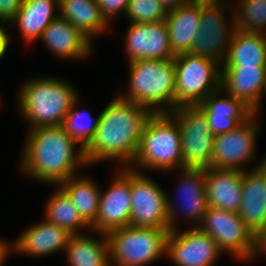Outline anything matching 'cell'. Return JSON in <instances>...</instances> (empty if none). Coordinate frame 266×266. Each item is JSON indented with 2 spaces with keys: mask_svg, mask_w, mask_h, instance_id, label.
<instances>
[{
  "mask_svg": "<svg viewBox=\"0 0 266 266\" xmlns=\"http://www.w3.org/2000/svg\"><path fill=\"white\" fill-rule=\"evenodd\" d=\"M264 93H266V66H265V87H264L263 95Z\"/></svg>",
  "mask_w": 266,
  "mask_h": 266,
  "instance_id": "obj_40",
  "label": "cell"
},
{
  "mask_svg": "<svg viewBox=\"0 0 266 266\" xmlns=\"http://www.w3.org/2000/svg\"><path fill=\"white\" fill-rule=\"evenodd\" d=\"M39 40L60 59H85L93 50L92 42L69 21L59 16L48 25Z\"/></svg>",
  "mask_w": 266,
  "mask_h": 266,
  "instance_id": "obj_20",
  "label": "cell"
},
{
  "mask_svg": "<svg viewBox=\"0 0 266 266\" xmlns=\"http://www.w3.org/2000/svg\"><path fill=\"white\" fill-rule=\"evenodd\" d=\"M253 169L242 171V200L238 214L256 235L266 227V173L260 162Z\"/></svg>",
  "mask_w": 266,
  "mask_h": 266,
  "instance_id": "obj_19",
  "label": "cell"
},
{
  "mask_svg": "<svg viewBox=\"0 0 266 266\" xmlns=\"http://www.w3.org/2000/svg\"><path fill=\"white\" fill-rule=\"evenodd\" d=\"M201 0H192L165 19L169 44L173 56L190 53L192 43L200 29Z\"/></svg>",
  "mask_w": 266,
  "mask_h": 266,
  "instance_id": "obj_23",
  "label": "cell"
},
{
  "mask_svg": "<svg viewBox=\"0 0 266 266\" xmlns=\"http://www.w3.org/2000/svg\"><path fill=\"white\" fill-rule=\"evenodd\" d=\"M128 2L129 0H97L101 14L109 24L111 19L120 13H126Z\"/></svg>",
  "mask_w": 266,
  "mask_h": 266,
  "instance_id": "obj_33",
  "label": "cell"
},
{
  "mask_svg": "<svg viewBox=\"0 0 266 266\" xmlns=\"http://www.w3.org/2000/svg\"><path fill=\"white\" fill-rule=\"evenodd\" d=\"M55 9H58V0H24L8 24L17 25L23 39L30 43L39 40L43 31L58 16Z\"/></svg>",
  "mask_w": 266,
  "mask_h": 266,
  "instance_id": "obj_25",
  "label": "cell"
},
{
  "mask_svg": "<svg viewBox=\"0 0 266 266\" xmlns=\"http://www.w3.org/2000/svg\"><path fill=\"white\" fill-rule=\"evenodd\" d=\"M238 6L233 9L236 29L266 34V0H234Z\"/></svg>",
  "mask_w": 266,
  "mask_h": 266,
  "instance_id": "obj_30",
  "label": "cell"
},
{
  "mask_svg": "<svg viewBox=\"0 0 266 266\" xmlns=\"http://www.w3.org/2000/svg\"><path fill=\"white\" fill-rule=\"evenodd\" d=\"M170 230L126 226L106 234L111 266H147L165 255Z\"/></svg>",
  "mask_w": 266,
  "mask_h": 266,
  "instance_id": "obj_6",
  "label": "cell"
},
{
  "mask_svg": "<svg viewBox=\"0 0 266 266\" xmlns=\"http://www.w3.org/2000/svg\"><path fill=\"white\" fill-rule=\"evenodd\" d=\"M17 98L19 113L35 129L62 125L78 94L61 78L40 76L23 83Z\"/></svg>",
  "mask_w": 266,
  "mask_h": 266,
  "instance_id": "obj_3",
  "label": "cell"
},
{
  "mask_svg": "<svg viewBox=\"0 0 266 266\" xmlns=\"http://www.w3.org/2000/svg\"><path fill=\"white\" fill-rule=\"evenodd\" d=\"M73 202L82 219L91 227L99 210L100 187L83 175L77 174L58 185Z\"/></svg>",
  "mask_w": 266,
  "mask_h": 266,
  "instance_id": "obj_28",
  "label": "cell"
},
{
  "mask_svg": "<svg viewBox=\"0 0 266 266\" xmlns=\"http://www.w3.org/2000/svg\"><path fill=\"white\" fill-rule=\"evenodd\" d=\"M130 226L170 230L167 193L140 171L131 169Z\"/></svg>",
  "mask_w": 266,
  "mask_h": 266,
  "instance_id": "obj_11",
  "label": "cell"
},
{
  "mask_svg": "<svg viewBox=\"0 0 266 266\" xmlns=\"http://www.w3.org/2000/svg\"><path fill=\"white\" fill-rule=\"evenodd\" d=\"M125 15L130 23L158 22L167 17L160 0H129Z\"/></svg>",
  "mask_w": 266,
  "mask_h": 266,
  "instance_id": "obj_32",
  "label": "cell"
},
{
  "mask_svg": "<svg viewBox=\"0 0 266 266\" xmlns=\"http://www.w3.org/2000/svg\"><path fill=\"white\" fill-rule=\"evenodd\" d=\"M181 132L182 169H206L212 166L215 135L204 113L197 106H181L170 112Z\"/></svg>",
  "mask_w": 266,
  "mask_h": 266,
  "instance_id": "obj_9",
  "label": "cell"
},
{
  "mask_svg": "<svg viewBox=\"0 0 266 266\" xmlns=\"http://www.w3.org/2000/svg\"><path fill=\"white\" fill-rule=\"evenodd\" d=\"M153 113L137 103L115 96L99 114L93 139L84 148L88 165L118 161L128 167L135 158L144 126Z\"/></svg>",
  "mask_w": 266,
  "mask_h": 266,
  "instance_id": "obj_1",
  "label": "cell"
},
{
  "mask_svg": "<svg viewBox=\"0 0 266 266\" xmlns=\"http://www.w3.org/2000/svg\"><path fill=\"white\" fill-rule=\"evenodd\" d=\"M260 167L266 173V156H264L263 159L260 160Z\"/></svg>",
  "mask_w": 266,
  "mask_h": 266,
  "instance_id": "obj_39",
  "label": "cell"
},
{
  "mask_svg": "<svg viewBox=\"0 0 266 266\" xmlns=\"http://www.w3.org/2000/svg\"><path fill=\"white\" fill-rule=\"evenodd\" d=\"M101 238L88 234L71 235L65 250L70 266H111L106 234Z\"/></svg>",
  "mask_w": 266,
  "mask_h": 266,
  "instance_id": "obj_27",
  "label": "cell"
},
{
  "mask_svg": "<svg viewBox=\"0 0 266 266\" xmlns=\"http://www.w3.org/2000/svg\"><path fill=\"white\" fill-rule=\"evenodd\" d=\"M23 3L24 0H0V23L8 25Z\"/></svg>",
  "mask_w": 266,
  "mask_h": 266,
  "instance_id": "obj_34",
  "label": "cell"
},
{
  "mask_svg": "<svg viewBox=\"0 0 266 266\" xmlns=\"http://www.w3.org/2000/svg\"><path fill=\"white\" fill-rule=\"evenodd\" d=\"M179 172H181V180L178 185L180 186L178 188L179 197L176 202H173L167 196L170 230L177 229L176 218L180 214L184 216L183 219L191 220L194 223L192 227H198L209 207L204 169H182Z\"/></svg>",
  "mask_w": 266,
  "mask_h": 266,
  "instance_id": "obj_15",
  "label": "cell"
},
{
  "mask_svg": "<svg viewBox=\"0 0 266 266\" xmlns=\"http://www.w3.org/2000/svg\"><path fill=\"white\" fill-rule=\"evenodd\" d=\"M255 113L245 123L227 133L214 137L212 167L245 171L243 167L254 160L259 123Z\"/></svg>",
  "mask_w": 266,
  "mask_h": 266,
  "instance_id": "obj_12",
  "label": "cell"
},
{
  "mask_svg": "<svg viewBox=\"0 0 266 266\" xmlns=\"http://www.w3.org/2000/svg\"><path fill=\"white\" fill-rule=\"evenodd\" d=\"M129 25L124 47L128 62L174 58L165 20Z\"/></svg>",
  "mask_w": 266,
  "mask_h": 266,
  "instance_id": "obj_16",
  "label": "cell"
},
{
  "mask_svg": "<svg viewBox=\"0 0 266 266\" xmlns=\"http://www.w3.org/2000/svg\"><path fill=\"white\" fill-rule=\"evenodd\" d=\"M19 165L21 173L40 182L58 186L77 175L78 167L87 166L84 148L60 126L28 130Z\"/></svg>",
  "mask_w": 266,
  "mask_h": 266,
  "instance_id": "obj_2",
  "label": "cell"
},
{
  "mask_svg": "<svg viewBox=\"0 0 266 266\" xmlns=\"http://www.w3.org/2000/svg\"><path fill=\"white\" fill-rule=\"evenodd\" d=\"M138 166L162 172L182 170L181 132L171 113H153L147 120L128 167L138 171Z\"/></svg>",
  "mask_w": 266,
  "mask_h": 266,
  "instance_id": "obj_5",
  "label": "cell"
},
{
  "mask_svg": "<svg viewBox=\"0 0 266 266\" xmlns=\"http://www.w3.org/2000/svg\"><path fill=\"white\" fill-rule=\"evenodd\" d=\"M175 108L197 106L221 88V65L190 53L174 57Z\"/></svg>",
  "mask_w": 266,
  "mask_h": 266,
  "instance_id": "obj_7",
  "label": "cell"
},
{
  "mask_svg": "<svg viewBox=\"0 0 266 266\" xmlns=\"http://www.w3.org/2000/svg\"><path fill=\"white\" fill-rule=\"evenodd\" d=\"M209 207L238 212L242 200V171L209 167L204 169Z\"/></svg>",
  "mask_w": 266,
  "mask_h": 266,
  "instance_id": "obj_22",
  "label": "cell"
},
{
  "mask_svg": "<svg viewBox=\"0 0 266 266\" xmlns=\"http://www.w3.org/2000/svg\"><path fill=\"white\" fill-rule=\"evenodd\" d=\"M111 185L100 193L99 210L90 230L96 234L130 226L131 214V169H118Z\"/></svg>",
  "mask_w": 266,
  "mask_h": 266,
  "instance_id": "obj_13",
  "label": "cell"
},
{
  "mask_svg": "<svg viewBox=\"0 0 266 266\" xmlns=\"http://www.w3.org/2000/svg\"><path fill=\"white\" fill-rule=\"evenodd\" d=\"M265 87V66H221V89L243 100L254 113H260Z\"/></svg>",
  "mask_w": 266,
  "mask_h": 266,
  "instance_id": "obj_18",
  "label": "cell"
},
{
  "mask_svg": "<svg viewBox=\"0 0 266 266\" xmlns=\"http://www.w3.org/2000/svg\"><path fill=\"white\" fill-rule=\"evenodd\" d=\"M13 252V243L0 239V266H3L9 253Z\"/></svg>",
  "mask_w": 266,
  "mask_h": 266,
  "instance_id": "obj_38",
  "label": "cell"
},
{
  "mask_svg": "<svg viewBox=\"0 0 266 266\" xmlns=\"http://www.w3.org/2000/svg\"><path fill=\"white\" fill-rule=\"evenodd\" d=\"M227 2V0L226 2L201 0L200 29L192 43L190 54L212 59L220 65L223 63L236 30L233 14L230 25L226 22L225 8L228 6L235 8L234 4L228 2V5Z\"/></svg>",
  "mask_w": 266,
  "mask_h": 266,
  "instance_id": "obj_8",
  "label": "cell"
},
{
  "mask_svg": "<svg viewBox=\"0 0 266 266\" xmlns=\"http://www.w3.org/2000/svg\"><path fill=\"white\" fill-rule=\"evenodd\" d=\"M129 64L128 92L118 96L149 109L170 113L175 109L174 58L136 60Z\"/></svg>",
  "mask_w": 266,
  "mask_h": 266,
  "instance_id": "obj_4",
  "label": "cell"
},
{
  "mask_svg": "<svg viewBox=\"0 0 266 266\" xmlns=\"http://www.w3.org/2000/svg\"><path fill=\"white\" fill-rule=\"evenodd\" d=\"M70 234L45 219L38 224L29 226L13 243V252L27 254L29 256L41 257L66 250Z\"/></svg>",
  "mask_w": 266,
  "mask_h": 266,
  "instance_id": "obj_21",
  "label": "cell"
},
{
  "mask_svg": "<svg viewBox=\"0 0 266 266\" xmlns=\"http://www.w3.org/2000/svg\"><path fill=\"white\" fill-rule=\"evenodd\" d=\"M45 205V220L67 230L70 234H82L81 229L91 228L80 216L69 196L59 187ZM86 227V228H85Z\"/></svg>",
  "mask_w": 266,
  "mask_h": 266,
  "instance_id": "obj_29",
  "label": "cell"
},
{
  "mask_svg": "<svg viewBox=\"0 0 266 266\" xmlns=\"http://www.w3.org/2000/svg\"><path fill=\"white\" fill-rule=\"evenodd\" d=\"M261 252V253H260ZM264 253L266 254V227L262 230H260L255 237V251L253 254L254 256L257 257V255L260 256V254Z\"/></svg>",
  "mask_w": 266,
  "mask_h": 266,
  "instance_id": "obj_35",
  "label": "cell"
},
{
  "mask_svg": "<svg viewBox=\"0 0 266 266\" xmlns=\"http://www.w3.org/2000/svg\"><path fill=\"white\" fill-rule=\"evenodd\" d=\"M170 230L165 255L176 266H214L222 251L214 239L198 227Z\"/></svg>",
  "mask_w": 266,
  "mask_h": 266,
  "instance_id": "obj_14",
  "label": "cell"
},
{
  "mask_svg": "<svg viewBox=\"0 0 266 266\" xmlns=\"http://www.w3.org/2000/svg\"><path fill=\"white\" fill-rule=\"evenodd\" d=\"M198 228L211 236L223 253L247 262L253 259L256 235L237 212L208 207Z\"/></svg>",
  "mask_w": 266,
  "mask_h": 266,
  "instance_id": "obj_10",
  "label": "cell"
},
{
  "mask_svg": "<svg viewBox=\"0 0 266 266\" xmlns=\"http://www.w3.org/2000/svg\"><path fill=\"white\" fill-rule=\"evenodd\" d=\"M221 66H266V34L236 29Z\"/></svg>",
  "mask_w": 266,
  "mask_h": 266,
  "instance_id": "obj_26",
  "label": "cell"
},
{
  "mask_svg": "<svg viewBox=\"0 0 266 266\" xmlns=\"http://www.w3.org/2000/svg\"><path fill=\"white\" fill-rule=\"evenodd\" d=\"M221 94L224 93L220 88L197 105L204 113L208 126L215 136L236 129L255 114L243 100L229 94L220 96Z\"/></svg>",
  "mask_w": 266,
  "mask_h": 266,
  "instance_id": "obj_17",
  "label": "cell"
},
{
  "mask_svg": "<svg viewBox=\"0 0 266 266\" xmlns=\"http://www.w3.org/2000/svg\"><path fill=\"white\" fill-rule=\"evenodd\" d=\"M78 99L75 100L69 110L62 126L73 139L80 143V147L85 148L95 135L99 115L93 120L87 111L77 110L75 107H77V102H79Z\"/></svg>",
  "mask_w": 266,
  "mask_h": 266,
  "instance_id": "obj_31",
  "label": "cell"
},
{
  "mask_svg": "<svg viewBox=\"0 0 266 266\" xmlns=\"http://www.w3.org/2000/svg\"><path fill=\"white\" fill-rule=\"evenodd\" d=\"M10 35L7 33L4 25H0V59L7 52L8 44L10 42Z\"/></svg>",
  "mask_w": 266,
  "mask_h": 266,
  "instance_id": "obj_37",
  "label": "cell"
},
{
  "mask_svg": "<svg viewBox=\"0 0 266 266\" xmlns=\"http://www.w3.org/2000/svg\"><path fill=\"white\" fill-rule=\"evenodd\" d=\"M58 16L69 21L91 42L110 25L101 14L97 0H58Z\"/></svg>",
  "mask_w": 266,
  "mask_h": 266,
  "instance_id": "obj_24",
  "label": "cell"
},
{
  "mask_svg": "<svg viewBox=\"0 0 266 266\" xmlns=\"http://www.w3.org/2000/svg\"><path fill=\"white\" fill-rule=\"evenodd\" d=\"M191 1L192 0H160L162 7L164 8L167 14L176 11L181 6H184Z\"/></svg>",
  "mask_w": 266,
  "mask_h": 266,
  "instance_id": "obj_36",
  "label": "cell"
}]
</instances>
